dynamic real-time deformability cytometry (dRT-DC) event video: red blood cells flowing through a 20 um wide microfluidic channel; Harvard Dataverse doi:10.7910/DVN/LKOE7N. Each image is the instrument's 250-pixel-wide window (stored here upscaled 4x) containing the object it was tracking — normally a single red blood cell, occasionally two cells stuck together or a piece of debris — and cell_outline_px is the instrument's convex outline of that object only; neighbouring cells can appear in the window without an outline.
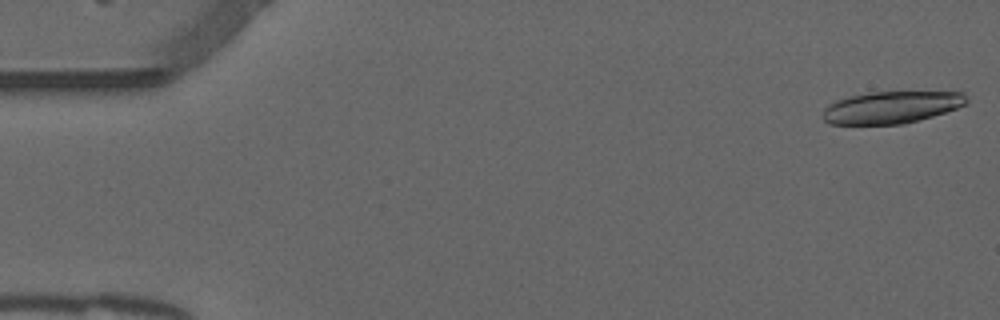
{"species": "common noctule bat (a hibernating species)", "species_latin": "Nyctalus noctula", "temperature_condition": "warm", "stored_images_in_passage": 18, "camera_frame_rate_fps": 3000, "um_per_image_px": 0.085, "animal": {"sex": "male", "forearm_length_mm": 52.5}, "frame": {"image": 1, "passage_image": 1, "time_ms": 0.0, "image_size_px": [1000, 320], "cell_outline_px": [[968, 100], [964, 104], [956, 108], [932, 116], [904, 124], [828, 124], [824, 120], [824, 108], [828, 104], [836, 100], [868, 92], [964, 92]], "centroid_in_image_um": [75.75, 9.12], "position_along_channel_um": 9.2, "area_um2": 26.65}}